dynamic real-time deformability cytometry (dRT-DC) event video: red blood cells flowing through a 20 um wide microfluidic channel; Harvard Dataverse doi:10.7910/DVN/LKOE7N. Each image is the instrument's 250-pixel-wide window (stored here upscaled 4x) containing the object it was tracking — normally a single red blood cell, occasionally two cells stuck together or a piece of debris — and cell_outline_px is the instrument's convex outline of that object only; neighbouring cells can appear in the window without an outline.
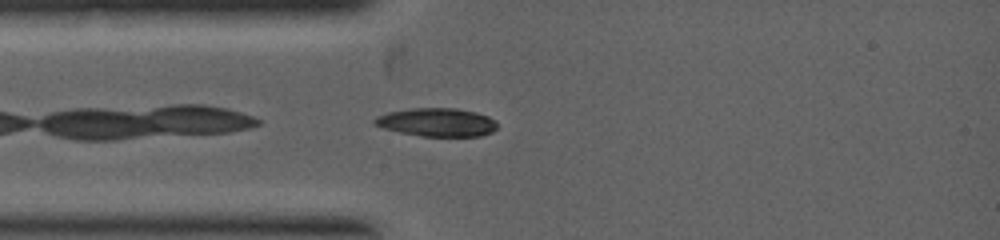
{"species": "common noctule bat (a hibernating species)", "species_latin": "Nyctalus noctula", "temperature_condition": "warm", "stored_images_in_passage": 1, "camera_frame_rate_fps": 5000, "um_per_image_px": 0.085, "animal": {"sex": "female", "body_mass_g": 19.0, "forearm_length_mm": 53.3}, "frame": {"image": 1, "passage_image": 1, "time_ms": 0.0, "image_size_px": [1000, 240], "cell_outline_px": [[496, 128], [492, 132], [480, 136], [420, 136], [400, 132], [384, 128], [372, 124], [372, 120], [376, 116], [388, 112], [412, 108], [456, 108], [476, 112], [488, 116], [496, 124]], "centroid_in_image_um": [37.09, 10.39], "position_along_channel_um": 47.9, "area_um2": 20.23}}